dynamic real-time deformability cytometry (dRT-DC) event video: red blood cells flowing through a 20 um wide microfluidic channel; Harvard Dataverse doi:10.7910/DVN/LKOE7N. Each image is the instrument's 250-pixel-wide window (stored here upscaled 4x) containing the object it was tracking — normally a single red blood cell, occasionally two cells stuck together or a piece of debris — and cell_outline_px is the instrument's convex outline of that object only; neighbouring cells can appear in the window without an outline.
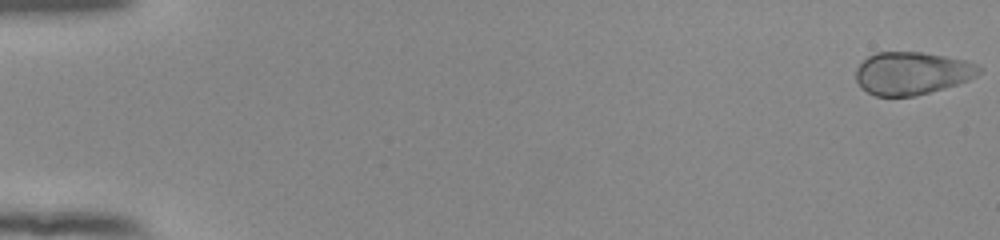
{"species": "human", "species_latin": "Homo sapiens", "temperature_condition": "room temperature", "stored_images_in_passage": 54, "camera_frame_rate_fps": 3000, "um_per_image_px": 0.085, "donor": {"sex": "female"}, "frame": {"image": 1, "passage_image": 1, "time_ms": 0.0, "image_size_px": [1000, 240], "cell_outline_px": [[984, 68], [976, 76], [968, 80], [956, 84], [916, 96], [876, 96], [868, 92], [856, 80], [856, 68], [868, 56], [876, 52], [924, 52], [964, 60], [976, 64]], "centroid_in_image_um": [77.53, 6.21], "position_along_channel_um": 7.5, "area_um2": 30.52}}
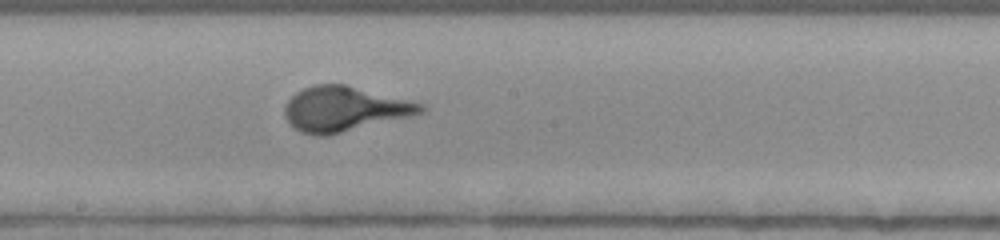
{"frame": {"image": 2, "passage_image": 31, "time_ms": 10.0, "image_size_px": [1000, 240], "cell_outline_px": [[424, 112], [328, 136], [316, 136], [300, 132], [284, 116], [284, 108], [288, 100], [296, 92], [304, 88], [316, 84], [344, 84], [424, 104]], "centroid_in_image_um": [29.22, 9.26], "position_along_channel_um": 219.0, "area_um2": 35.08}}
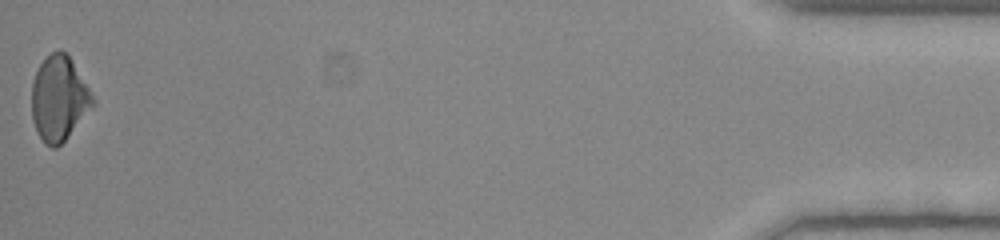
{"frame": {"image": 3, "passage_image": 54, "time_ms": 17.667, "image_size_px": [1000, 240], "cell_outline_px": [[96, 104], [64, 140], [56, 148], [52, 148], [44, 144], [32, 120], [32, 84], [36, 72], [40, 64], [52, 52], [60, 48], [72, 60], [96, 100]], "centroid_in_image_um": [5.03, 8.37], "position_along_channel_um": 430.2, "area_um2": 30.0}}